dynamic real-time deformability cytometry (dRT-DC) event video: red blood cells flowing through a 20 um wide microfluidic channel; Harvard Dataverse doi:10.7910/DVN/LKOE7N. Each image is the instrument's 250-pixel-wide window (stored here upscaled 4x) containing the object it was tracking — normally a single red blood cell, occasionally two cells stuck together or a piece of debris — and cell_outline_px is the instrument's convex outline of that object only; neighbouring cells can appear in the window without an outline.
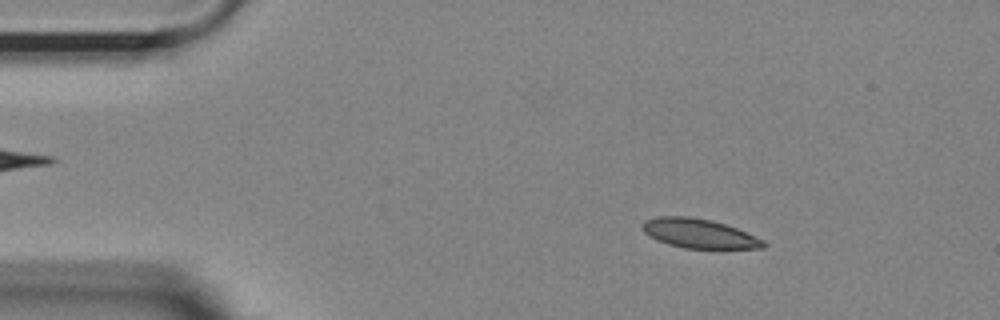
{"species": "Egyptian fruit bat (a non-hibernating species)", "species_latin": "Rousettus aegyptiacus", "temperature_condition": "room temperature", "stored_images_in_passage": 53, "camera_frame_rate_fps": 3000, "um_per_image_px": 0.085, "animal": {"sex": "female"}, "frame": {"image": 1, "passage_image": 7, "time_ms": 2.0, "image_size_px": [1000, 320], "cell_outline_px": [[768, 244], [764, 248], [684, 248], [668, 244], [648, 236], [640, 228], [640, 224], [644, 220], [656, 216], [688, 216], [712, 220], [736, 228], [764, 240]], "centroid_in_image_um": [59.37, 19.83], "position_along_channel_um": 25.6, "area_um2": 20.75}}
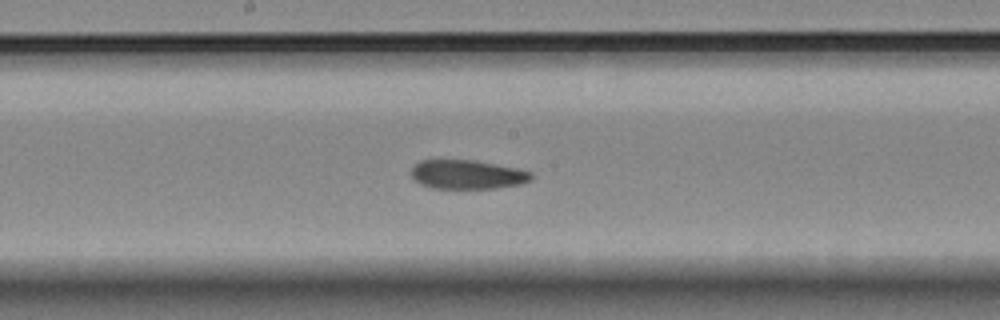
{"frame": {"image": 2, "passage_image": 27, "time_ms": 8.667, "image_size_px": [1000, 320], "cell_outline_px": [[532, 180], [520, 184], [496, 188], [432, 188], [420, 184], [412, 180], [412, 168], [420, 160], [476, 160], [516, 168], [532, 172]], "centroid_in_image_um": [39.71, 14.83], "position_along_channel_um": 208.5, "area_um2": 20.35}}
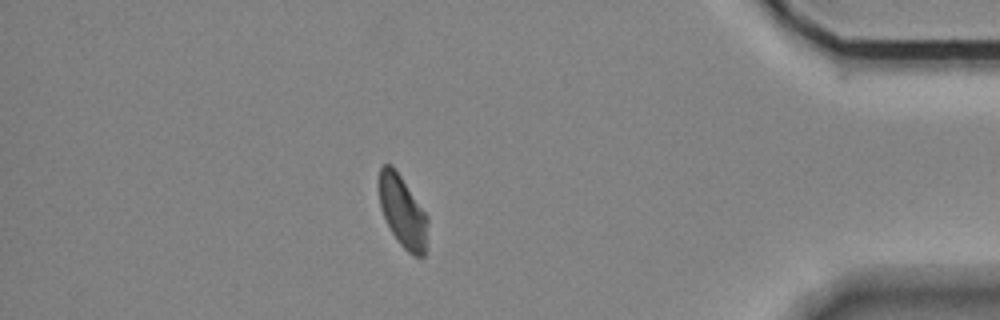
{"frame": {"image": 3, "passage_image": 46, "time_ms": 15.0, "image_size_px": [1000, 320], "cell_outline_px": [[428, 224], [424, 256], [416, 256], [408, 252], [400, 244], [392, 232], [380, 208], [380, 168], [384, 164], [392, 164], [428, 216]], "centroid_in_image_um": [34.24, 17.99], "position_along_channel_um": 401.0, "area_um2": 19.88}, "authors_computed_cell_mechanics": {"area_um2": 21.097, "velocity_mm_per_s": 3.6634, "shape_relaxation_time_tau1_ms": null, "shape_relaxation_time_tau2_ms": 5.2088, "deformation_change_tau1": null, "deformation_change_tau2": 0.0766}}